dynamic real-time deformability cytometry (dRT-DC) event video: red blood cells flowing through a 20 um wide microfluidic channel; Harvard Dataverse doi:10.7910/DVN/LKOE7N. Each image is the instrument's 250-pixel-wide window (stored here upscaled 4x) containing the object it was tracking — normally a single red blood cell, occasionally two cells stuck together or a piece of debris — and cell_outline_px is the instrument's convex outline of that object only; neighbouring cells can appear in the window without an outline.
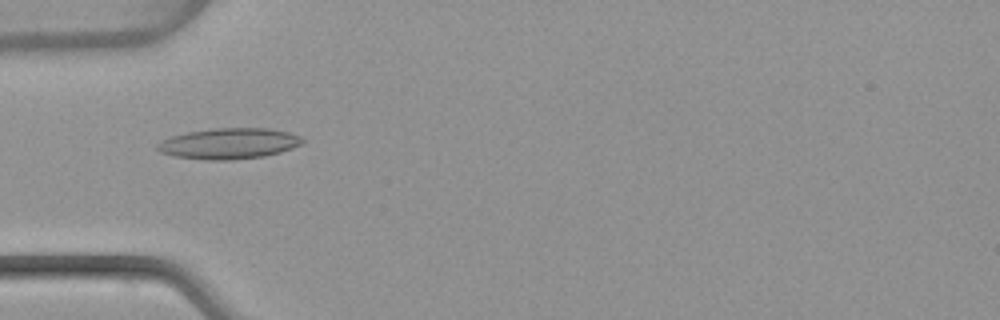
{"species": "common noctule bat (a hibernating species)", "species_latin": "Nyctalus noctula", "temperature_condition": "warm", "stored_images_in_passage": 50, "camera_frame_rate_fps": 3000, "um_per_image_px": 0.085, "animal": {"sex": "female", "body_mass_g": 22.7, "forearm_length_mm": 54.2}, "frame": {"image": 1, "passage_image": 16, "time_ms": 5.0, "image_size_px": [1000, 320], "cell_outline_px": [[304, 140], [300, 144], [292, 148], [280, 152], [264, 156], [228, 160], [208, 160], [172, 156], [160, 152], [156, 148], [156, 144], [172, 136], [188, 132], [216, 128], [268, 128], [288, 132], [300, 136]], "centroid_in_image_um": [19.45, 12.2], "position_along_channel_um": 65.6, "area_um2": 25.89}}
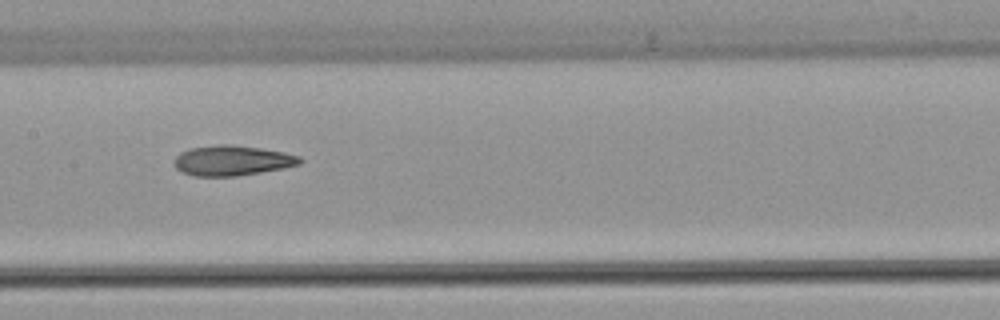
{"frame": {"image": 2, "passage_image": 25, "time_ms": 8.0, "image_size_px": [1000, 320], "cell_outline_px": [[304, 160], [300, 164], [284, 168], [236, 176], [192, 176], [176, 168], [172, 164], [172, 160], [180, 152], [192, 148], [224, 144], [232, 144], [260, 148], [284, 152], [300, 156]], "centroid_in_image_um": [19.73, 13.65], "position_along_channel_um": 187.7, "area_um2": 22.14}}
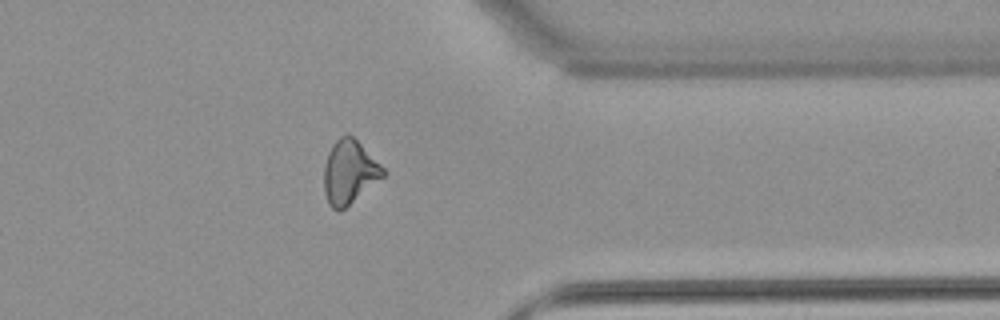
{"frame": {"image": 3, "passage_image": 40, "time_ms": 13.0, "image_size_px": [1000, 320], "cell_outline_px": [[384, 176], [340, 212], [332, 208], [328, 204], [324, 192], [324, 164], [328, 152], [332, 144], [340, 136], [348, 132], [384, 168]], "centroid_in_image_um": [29.65, 14.63], "position_along_channel_um": 381.7, "area_um2": 21.79}, "authors_computed_cell_mechanics": {"area_um2": 22.3686, "velocity_mm_per_s": 4.0757, "shape_relaxation_time_tau1_ms": null, "shape_relaxation_time_tau2_ms": 4.0634, "deformation_change_tau1": null, "deformation_change_tau2": 0.137}}